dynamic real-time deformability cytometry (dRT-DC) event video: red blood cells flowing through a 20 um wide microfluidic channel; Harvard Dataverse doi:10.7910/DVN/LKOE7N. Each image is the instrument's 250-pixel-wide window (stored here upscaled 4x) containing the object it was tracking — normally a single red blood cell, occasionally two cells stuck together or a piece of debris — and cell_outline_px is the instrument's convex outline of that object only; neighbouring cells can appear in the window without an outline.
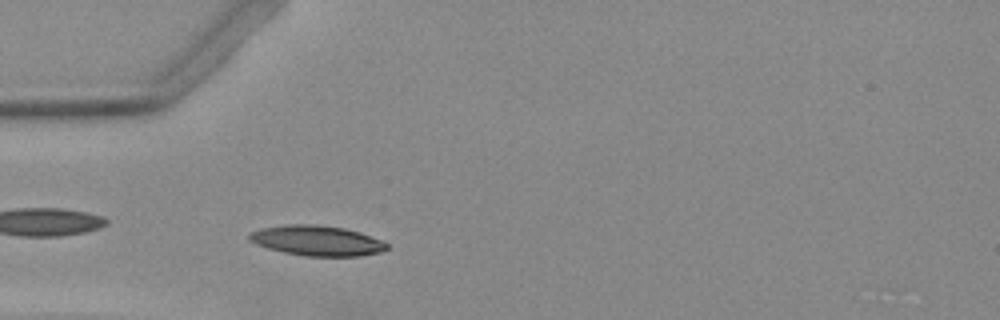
{"species": "Egyptian fruit bat (a non-hibernating species)", "species_latin": "Rousettus aegyptiacus", "temperature_condition": "warm", "stored_images_in_passage": 38, "camera_frame_rate_fps": 3000, "um_per_image_px": 0.085, "animal": {"sex": "female"}, "frame": {"image": 1, "passage_image": 2, "time_ms": 0.333, "image_size_px": [1000, 320], "cell_outline_px": [[388, 248], [380, 252], [360, 256], [304, 256], [284, 252], [268, 248], [256, 244], [248, 240], [248, 236], [252, 232], [260, 228], [288, 224], [316, 224], [344, 228], [360, 232], [384, 240], [388, 244]], "centroid_in_image_um": [26.96, 20.45], "position_along_channel_um": 58.0, "area_um2": 24.33}}
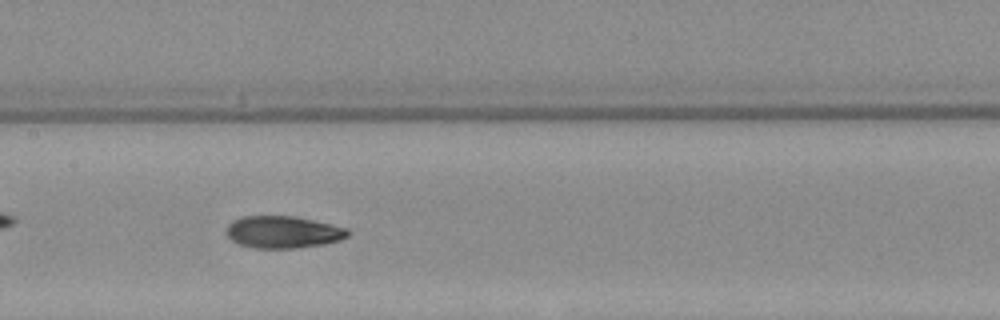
{"frame": {"image": 2, "passage_image": 12, "time_ms": 3.667, "image_size_px": [1000, 320], "cell_outline_px": [[352, 232], [348, 236], [340, 240], [324, 244], [300, 248], [252, 248], [240, 244], [232, 240], [224, 232], [228, 224], [232, 220], [244, 216], [292, 216], [312, 220], [348, 228]], "centroid_in_image_um": [24.06, 19.73], "position_along_channel_um": 183.3, "area_um2": 22.89}}
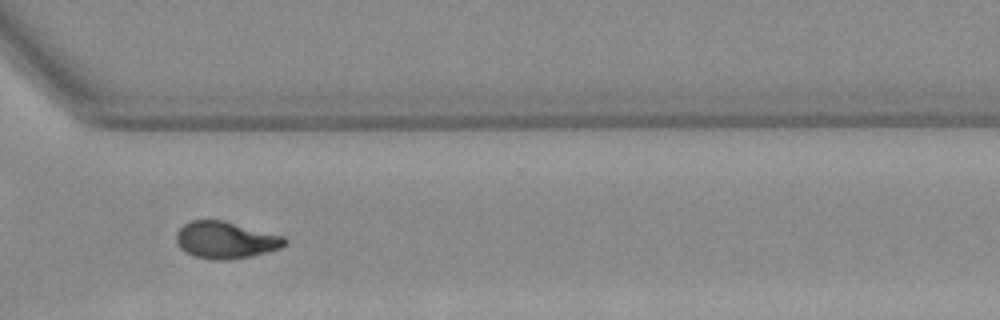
{"frame": {"image": 3, "passage_image": 25, "time_ms": 8.0, "image_size_px": [1000, 320], "cell_outline_px": [[288, 240], [280, 248], [248, 256], [224, 260], [212, 260], [196, 256], [180, 248], [176, 240], [176, 232], [184, 224], [192, 220], [224, 220], [284, 236]], "centroid_in_image_um": [19.16, 20.38], "position_along_channel_um": 351.4, "area_um2": 23.06}}